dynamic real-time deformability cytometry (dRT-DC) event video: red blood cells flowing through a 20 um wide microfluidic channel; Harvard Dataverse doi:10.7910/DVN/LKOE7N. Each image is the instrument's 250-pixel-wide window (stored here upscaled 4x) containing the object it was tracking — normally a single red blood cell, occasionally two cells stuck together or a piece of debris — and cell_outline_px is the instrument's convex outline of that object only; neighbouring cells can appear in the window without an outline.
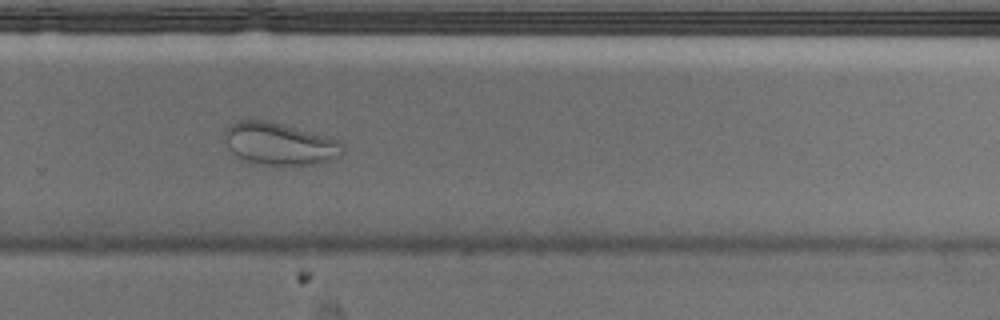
{"species": "Egyptian fruit bat (a non-hibernating species)", "species_latin": "Rousettus aegyptiacus", "temperature_condition": "cold", "stored_images_in_passage": 42, "camera_frame_rate_fps": 3000, "um_per_image_px": 0.085, "animal": {"sex": "male"}, "frame": {"image": 1, "passage_image": 24, "time_ms": 7.667, "image_size_px": [1000, 320], "cell_outline_px": [[344, 152], [340, 156], [320, 164], [260, 164], [244, 160], [236, 156], [228, 148], [224, 140], [224, 128], [240, 120], [264, 120], [328, 136], [340, 140], [344, 144]], "centroid_in_image_um": [23.77, 12.22], "position_along_channel_um": 306.0, "area_um2": 29.07}}